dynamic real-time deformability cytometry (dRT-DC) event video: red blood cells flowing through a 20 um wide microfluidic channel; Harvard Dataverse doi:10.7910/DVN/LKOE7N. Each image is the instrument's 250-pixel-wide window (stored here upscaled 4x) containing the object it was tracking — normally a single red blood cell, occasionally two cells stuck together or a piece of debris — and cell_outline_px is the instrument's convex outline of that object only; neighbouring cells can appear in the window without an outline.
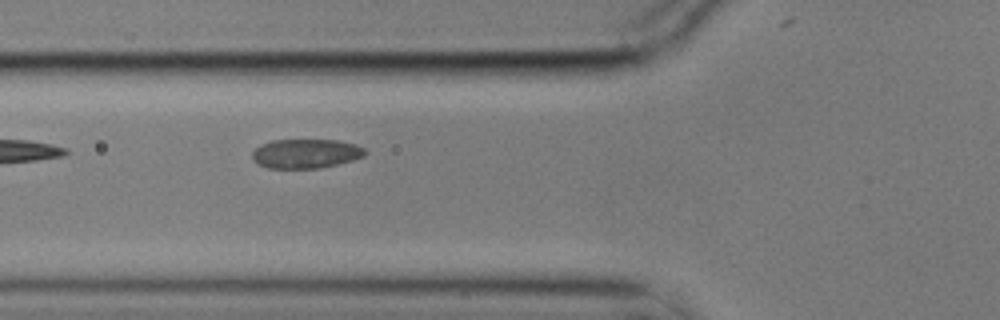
{"species": "common noctule bat (a hibernating species)", "species_latin": "Nyctalus noctula", "temperature_condition": "cold", "stored_images_in_passage": 6, "camera_frame_rate_fps": 3000, "um_per_image_px": 0.085, "animal": {"sex": "male", "body_mass_g": 17.9}, "frame": {"image": 1, "passage_image": 6, "time_ms": 1.667, "image_size_px": [1000, 320], "cell_outline_px": [[368, 152], [364, 156], [352, 160], [320, 168], [268, 168], [256, 164], [252, 160], [252, 152], [260, 144], [272, 140], [340, 140], [356, 144], [364, 148]], "centroid_in_image_um": [25.98, 13.05], "position_along_channel_um": 99.8, "area_um2": 19.42}}